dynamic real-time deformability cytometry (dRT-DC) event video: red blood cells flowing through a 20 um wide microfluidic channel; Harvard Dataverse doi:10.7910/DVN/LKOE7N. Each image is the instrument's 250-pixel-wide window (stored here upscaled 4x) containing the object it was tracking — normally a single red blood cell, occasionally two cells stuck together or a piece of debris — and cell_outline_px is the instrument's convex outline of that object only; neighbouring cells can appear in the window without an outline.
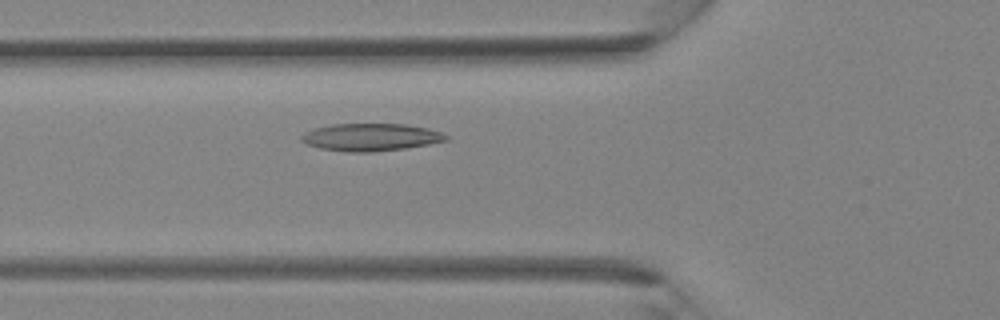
{"species": "Egyptian fruit bat (a non-hibernating species)", "species_latin": "Rousettus aegyptiacus", "temperature_condition": "room temperature", "stored_images_in_passage": 23, "camera_frame_rate_fps": 3000, "um_per_image_px": 0.085, "animal": {"sex": "female"}, "frame": {"image": 1, "passage_image": 4, "time_ms": 1.0, "image_size_px": [1000, 320], "cell_outline_px": [[448, 140], [428, 144], [404, 148], [372, 152], [348, 152], [320, 148], [304, 144], [300, 140], [300, 136], [304, 132], [316, 128], [332, 124], [404, 124], [428, 128], [440, 132], [448, 136]], "centroid_in_image_um": [31.47, 11.66], "position_along_channel_um": 94.3, "area_um2": 23.12}}
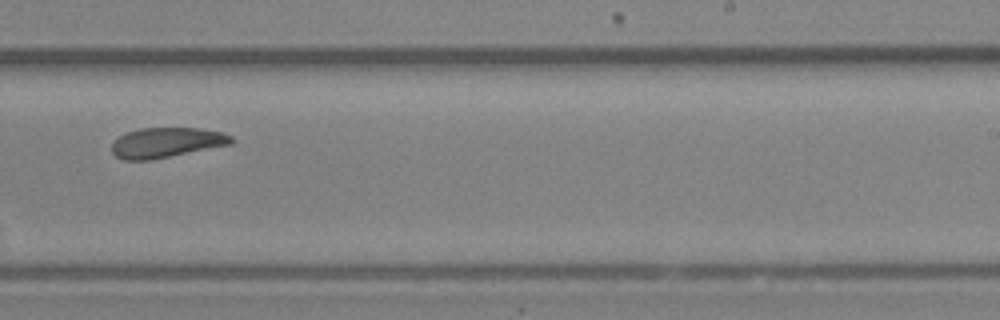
{"frame": {"image": 2, "passage_image": 14, "time_ms": 4.333, "image_size_px": [1000, 320], "cell_outline_px": [[236, 140], [232, 144], [152, 160], [124, 160], [116, 156], [112, 152], [112, 144], [120, 136], [128, 132], [140, 128], [200, 128], [224, 132], [232, 136]], "centroid_in_image_um": [14.2, 12.12], "position_along_channel_um": 274.8, "area_um2": 21.04}}
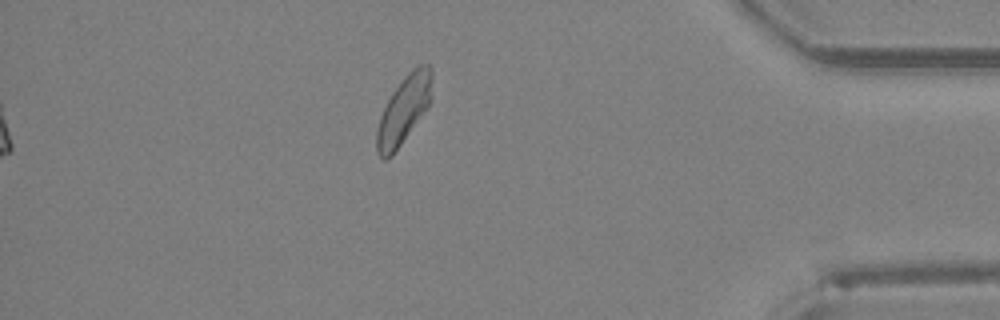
{"frame": {"image": 3, "passage_image": 23, "time_ms": 7.333, "image_size_px": [1000, 320], "cell_outline_px": [[432, 76], [428, 108], [392, 156], [384, 160], [376, 152], [376, 132], [380, 116], [392, 92], [404, 76], [416, 64], [428, 64], [432, 72]], "centroid_in_image_um": [34.31, 9.34], "position_along_channel_um": 400.9, "area_um2": 21.68}}